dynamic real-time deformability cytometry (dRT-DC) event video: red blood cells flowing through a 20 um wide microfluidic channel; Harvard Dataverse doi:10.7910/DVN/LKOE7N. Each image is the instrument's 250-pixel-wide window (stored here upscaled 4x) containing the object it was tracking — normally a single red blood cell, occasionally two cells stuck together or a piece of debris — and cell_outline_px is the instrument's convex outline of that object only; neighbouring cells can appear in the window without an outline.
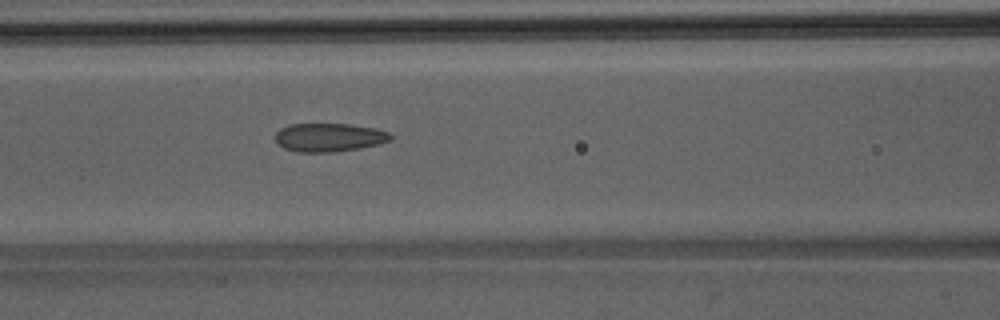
{"species": "Egyptian fruit bat (a non-hibernating species)", "species_latin": "Rousettus aegyptiacus", "temperature_condition": "room temperature", "stored_images_in_passage": 44, "camera_frame_rate_fps": 3000, "um_per_image_px": 0.085, "animal": {"sex": "male"}, "frame": {"image": 1, "passage_image": 21, "time_ms": 6.667, "image_size_px": [1000, 320], "cell_outline_px": [[392, 140], [380, 144], [360, 148], [332, 152], [296, 152], [284, 148], [276, 140], [276, 132], [280, 128], [288, 124], [348, 124], [376, 128], [388, 132], [392, 136]], "centroid_in_image_um": [27.99, 11.68], "position_along_channel_um": 138.6, "area_um2": 19.19}}
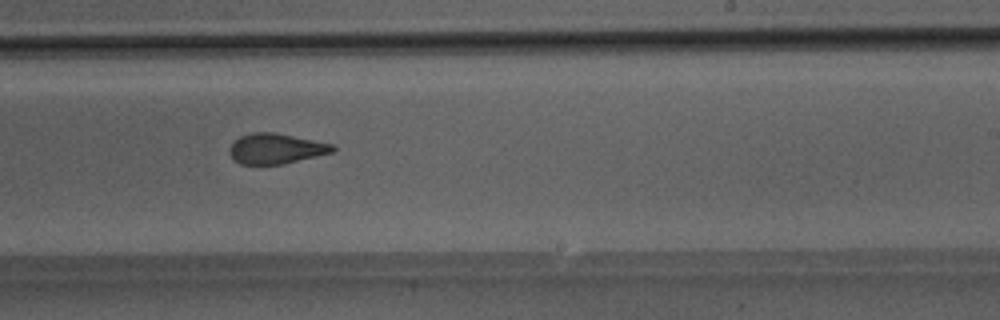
{"frame": {"image": 2, "passage_image": 30, "time_ms": 9.667, "image_size_px": [1000, 320], "cell_outline_px": [[336, 148], [332, 152], [284, 164], [240, 164], [228, 152], [228, 148], [232, 140], [240, 136], [252, 132], [276, 132], [332, 144]], "centroid_in_image_um": [23.4, 12.62], "position_along_channel_um": 265.6, "area_um2": 18.26}}
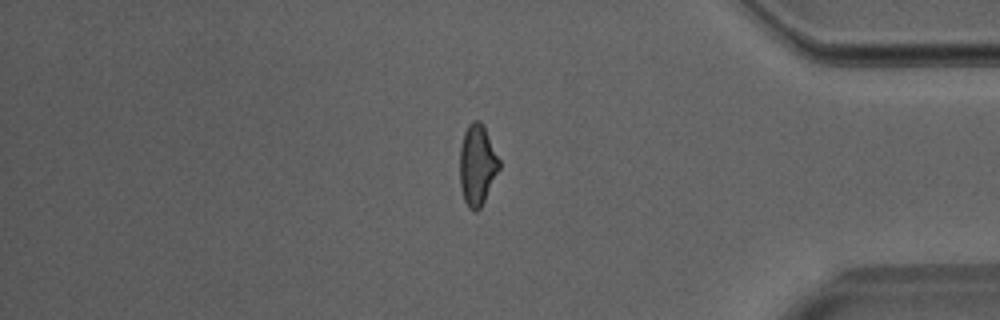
{"frame": {"image": 3, "passage_image": 41, "time_ms": 13.333, "image_size_px": [1000, 320], "cell_outline_px": [[500, 168], [480, 208], [476, 212], [472, 212], [468, 208], [464, 200], [460, 184], [460, 148], [464, 132], [468, 124], [472, 120], [480, 120], [484, 124], [500, 160]], "centroid_in_image_um": [40.57, 13.99], "position_along_channel_um": 394.6, "area_um2": 18.73}}